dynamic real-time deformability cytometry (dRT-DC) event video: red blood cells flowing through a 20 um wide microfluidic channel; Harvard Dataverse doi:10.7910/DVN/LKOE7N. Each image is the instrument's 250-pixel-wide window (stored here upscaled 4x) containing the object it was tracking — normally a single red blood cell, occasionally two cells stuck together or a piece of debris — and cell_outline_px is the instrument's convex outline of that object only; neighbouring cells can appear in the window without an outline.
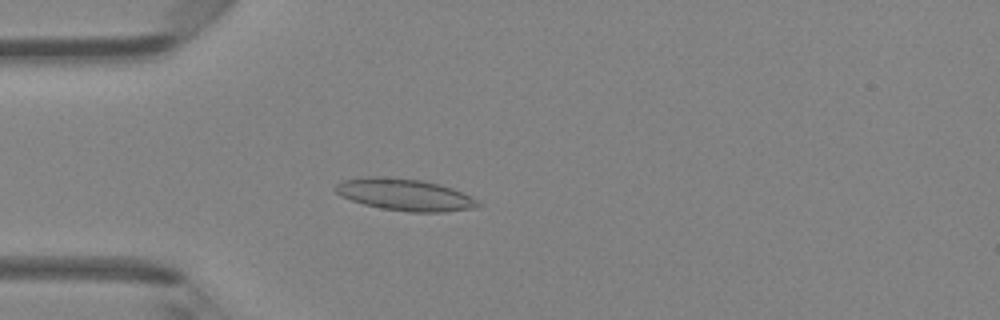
{"species": "Egyptian fruit bat (a non-hibernating species)", "species_latin": "Rousettus aegyptiacus", "temperature_condition": "room temperature", "stored_images_in_passage": 46, "camera_frame_rate_fps": 3000, "um_per_image_px": 0.085, "animal": {"sex": "female"}, "frame": {"image": 1, "passage_image": 12, "time_ms": 3.667, "image_size_px": [1000, 320], "cell_outline_px": [[484, 204], [472, 208], [444, 212], [408, 212], [380, 208], [364, 204], [340, 196], [332, 188], [336, 184], [344, 180], [368, 176], [376, 176], [420, 180], [440, 184], [452, 188]], "centroid_in_image_um": [34.37, 16.55], "position_along_channel_um": 50.6, "area_um2": 26.3}}
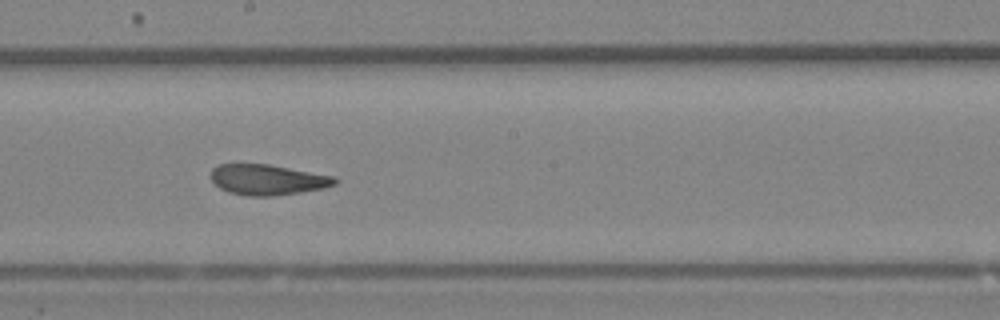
{"frame": {"image": 2, "passage_image": 25, "time_ms": 8.0, "image_size_px": [1000, 320], "cell_outline_px": [[340, 180], [336, 184], [324, 188], [300, 192], [272, 196], [248, 196], [228, 192], [220, 188], [212, 180], [212, 168], [220, 164], [268, 164], [336, 176]], "centroid_in_image_um": [22.79, 15.27], "position_along_channel_um": 225.4, "area_um2": 22.08}}
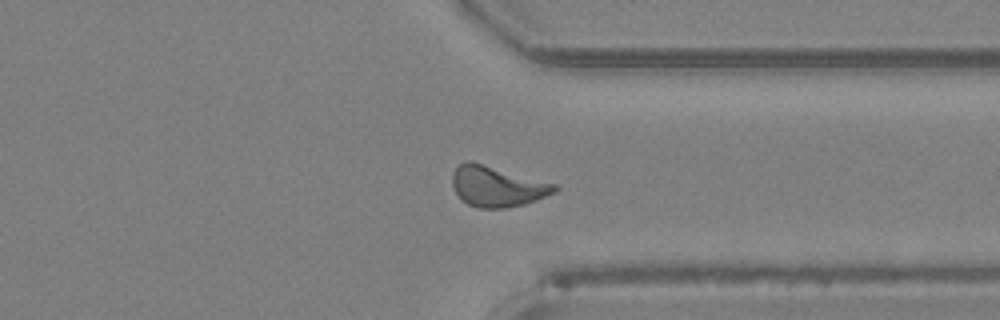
{"frame": {"image": 3, "passage_image": 35, "time_ms": 11.333, "image_size_px": [1000, 320], "cell_outline_px": [[560, 188], [556, 192], [536, 200], [524, 204], [504, 208], [476, 208], [468, 204], [456, 192], [452, 184], [452, 172], [464, 160], [472, 160], [556, 184]], "centroid_in_image_um": [42.26, 15.82], "position_along_channel_um": 369.1, "area_um2": 24.28}, "authors_computed_cell_mechanics": {"area_um2": 23.409, "velocity_mm_per_s": 4.307, "shape_relaxation_time_tau1_ms": 10.4927, "shape_relaxation_time_tau2_ms": 1.9759, "deformation_change_tau1": 0.2286, "deformation_change_tau2": 0.0887}}